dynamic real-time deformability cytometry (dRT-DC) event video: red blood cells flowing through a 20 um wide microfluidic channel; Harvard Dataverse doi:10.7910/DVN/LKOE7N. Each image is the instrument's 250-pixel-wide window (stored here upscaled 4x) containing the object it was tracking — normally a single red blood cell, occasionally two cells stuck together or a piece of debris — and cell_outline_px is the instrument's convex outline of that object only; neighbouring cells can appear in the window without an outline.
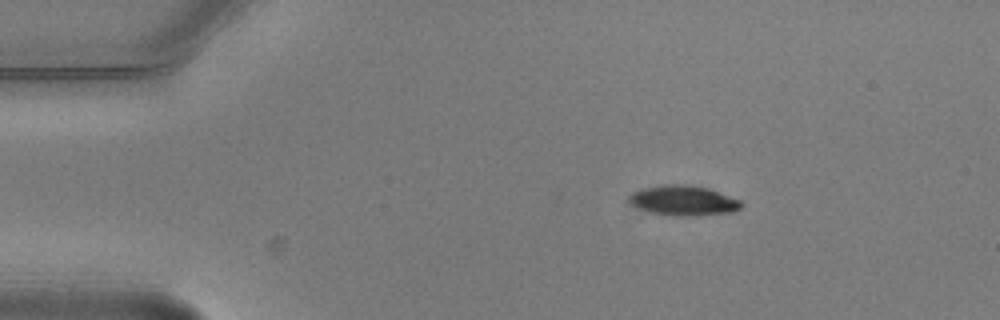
{"species": "common noctule bat (a hibernating species)", "species_latin": "Nyctalus noctula", "temperature_condition": "warm", "stored_images_in_passage": 3, "camera_frame_rate_fps": 3000, "um_per_image_px": 0.085, "animal": {"sex": "male", "body_mass_g": 20.5, "forearm_length_mm": 52.5}, "frame": {"image": 1, "passage_image": 1, "time_ms": 0.0, "image_size_px": [1000, 320], "cell_outline_px": [[744, 204], [740, 208], [732, 212], [692, 216], [672, 216], [652, 212], [640, 208], [632, 204], [628, 200], [628, 196], [632, 192], [640, 188], [660, 184], [688, 184], [708, 188], [740, 200]], "centroid_in_image_um": [58.07, 17.03], "position_along_channel_um": 26.9, "area_um2": 19.77}}